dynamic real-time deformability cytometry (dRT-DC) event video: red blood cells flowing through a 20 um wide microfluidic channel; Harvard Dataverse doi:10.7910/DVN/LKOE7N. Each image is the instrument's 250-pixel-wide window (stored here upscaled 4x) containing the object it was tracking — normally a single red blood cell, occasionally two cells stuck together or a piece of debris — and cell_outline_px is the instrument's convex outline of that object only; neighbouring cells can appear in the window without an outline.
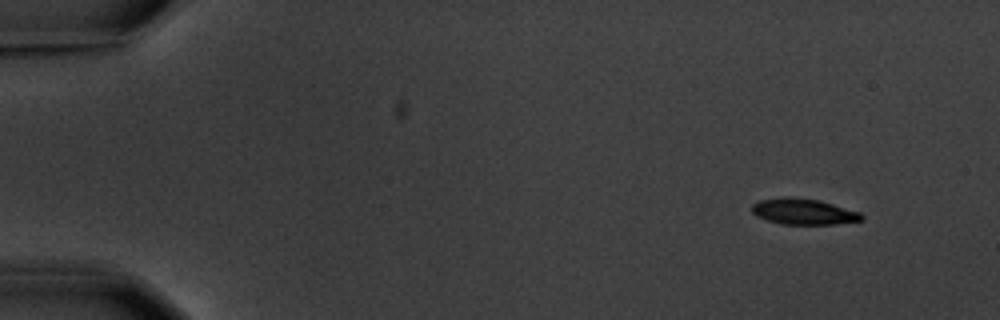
{"species": "common noctule bat (a hibernating species)", "species_latin": "Nyctalus noctula", "temperature_condition": "warm", "stored_images_in_passage": 5, "camera_frame_rate_fps": 3000, "um_per_image_px": 0.085, "animal": {"sex": "male", "body_mass_g": 20.1, "forearm_length_mm": 53.5}, "frame": {"image": 1, "passage_image": 1, "time_ms": 0.0, "image_size_px": [1000, 320], "cell_outline_px": [[864, 220], [836, 224], [780, 224], [756, 216], [752, 212], [752, 204], [760, 200], [784, 196], [788, 196], [820, 200], [860, 212], [864, 216]], "centroid_in_image_um": [68.31, 17.98], "position_along_channel_um": 16.7, "area_um2": 16.7}}
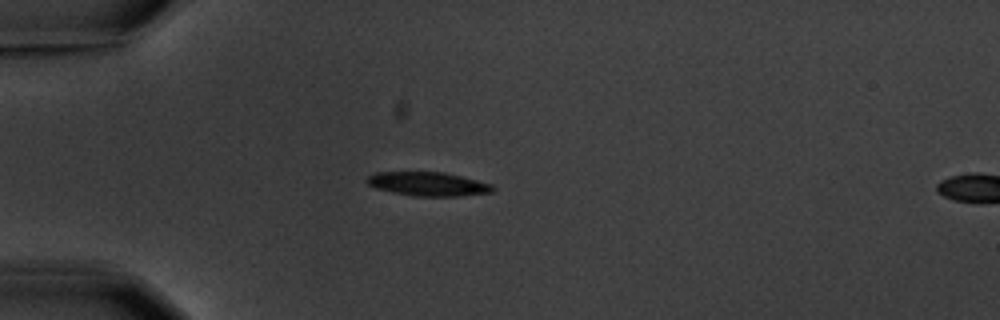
{"frame": {"image": 2, "passage_image": 4, "time_ms": 3.667, "image_size_px": [1000, 320], "cell_outline_px": [[496, 188], [492, 192], [460, 196], [412, 196], [392, 192], [376, 188], [368, 184], [364, 180], [368, 176], [376, 172], [444, 172], [492, 184]], "centroid_in_image_um": [36.37, 15.64], "position_along_channel_um": 48.6, "area_um2": 17.51}}